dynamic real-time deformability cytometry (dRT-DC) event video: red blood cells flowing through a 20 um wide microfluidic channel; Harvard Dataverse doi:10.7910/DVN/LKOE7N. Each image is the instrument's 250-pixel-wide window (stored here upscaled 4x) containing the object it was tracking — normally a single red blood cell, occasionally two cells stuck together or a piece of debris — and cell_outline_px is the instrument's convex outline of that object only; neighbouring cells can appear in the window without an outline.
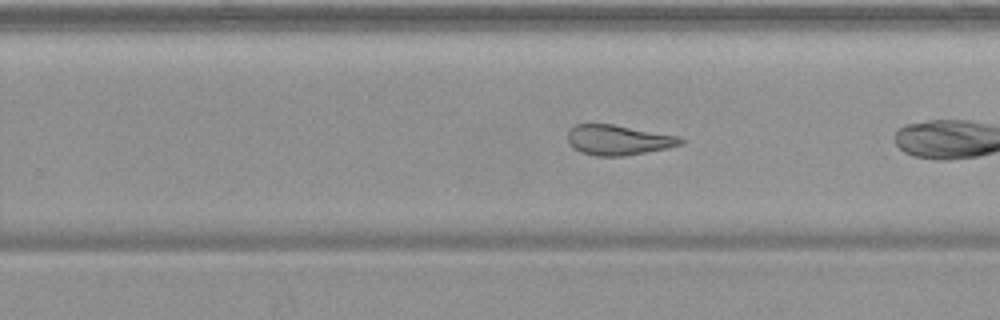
{"species": "common noctule bat (a hibernating species)", "species_latin": "Nyctalus noctula", "temperature_condition": "warm", "stored_images_in_passage": 20, "camera_frame_rate_fps": 3000, "um_per_image_px": 0.085, "animal": {"sex": "female", "body_mass_g": 19.9}, "frame": {"image": 1, "passage_image": 17, "time_ms": 5.333, "image_size_px": [1000, 320], "cell_outline_px": [[684, 144], [668, 148], [624, 156], [596, 156], [580, 152], [572, 148], [568, 144], [568, 132], [576, 124], [612, 124], [676, 136], [684, 140]], "centroid_in_image_um": [52.52, 11.91], "position_along_channel_um": 277.3, "area_um2": 19.71}}